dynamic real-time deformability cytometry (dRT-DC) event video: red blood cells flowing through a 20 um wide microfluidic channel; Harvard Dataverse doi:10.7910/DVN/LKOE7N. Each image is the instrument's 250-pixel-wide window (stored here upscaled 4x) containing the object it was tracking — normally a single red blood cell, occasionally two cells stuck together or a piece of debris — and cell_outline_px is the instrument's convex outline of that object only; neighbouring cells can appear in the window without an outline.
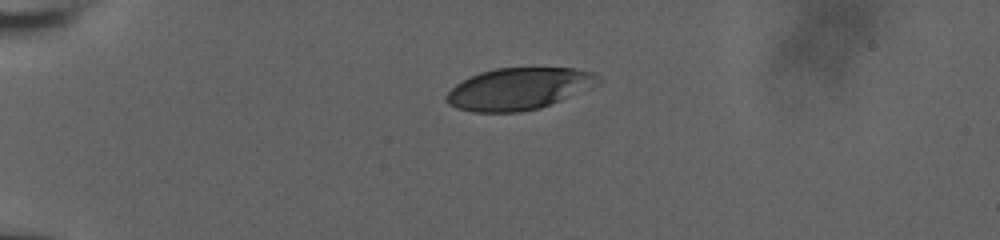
{"species": "human", "species_latin": "Homo sapiens", "temperature_condition": "room temperature", "stored_images_in_passage": 42, "camera_frame_rate_fps": 3000, "um_per_image_px": 0.085, "donor": {"sex": "male"}, "frame": {"image": 1, "passage_image": 1, "time_ms": 0.0, "image_size_px": [1000, 240], "cell_outline_px": [[604, 80], [600, 84], [540, 108], [520, 112], [472, 112], [456, 108], [448, 104], [444, 100], [444, 96], [456, 84], [480, 72], [496, 68], [572, 68], [592, 72]], "centroid_in_image_um": [44.09, 7.55], "position_along_channel_um": 40.9, "area_um2": 37.05}}
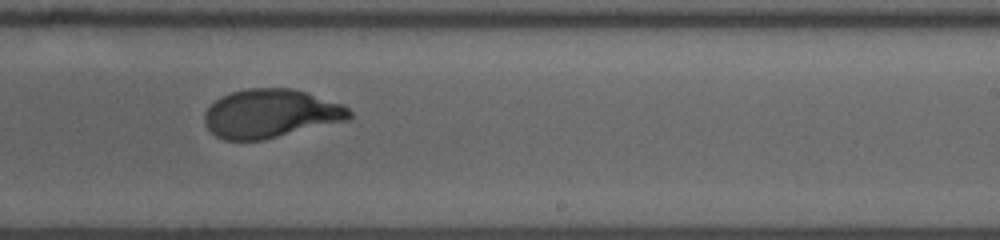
{"frame": {"image": 2, "passage_image": 23, "time_ms": 7.333, "image_size_px": [1000, 240], "cell_outline_px": [[352, 116], [348, 120], [264, 140], [224, 140], [216, 136], [204, 124], [204, 112], [216, 100], [232, 92], [248, 88], [292, 88], [308, 92], [340, 104], [348, 108], [352, 112]], "centroid_in_image_um": [23.01, 9.66], "position_along_channel_um": 266.0, "area_um2": 40.98}}
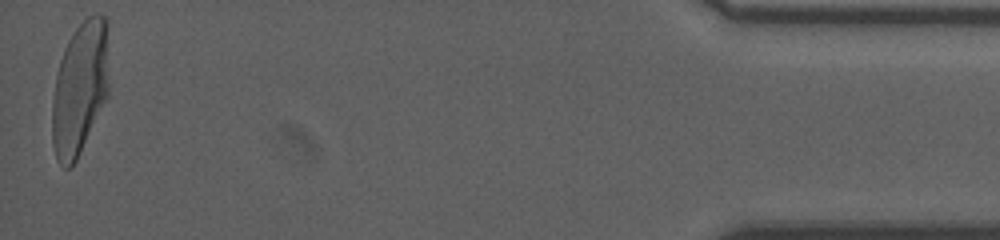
{"frame": {"image": 3, "passage_image": 42, "time_ms": 13.667, "image_size_px": [1000, 240], "cell_outline_px": [[108, 96], [76, 160], [68, 168], [64, 168], [56, 160], [52, 144], [52, 100], [56, 76], [60, 60], [64, 48], [68, 40], [76, 28], [88, 16], [96, 12], [100, 12], [108, 20]], "centroid_in_image_um": [6.8, 7.47], "position_along_channel_um": 428.4, "area_um2": 44.51}, "authors_computed_cell_mechanics": {"area_um2": 41.4137, "velocity_mm_per_s": 3.8156, "shape_relaxation_time_tau1_ms": 4.1898, "shape_relaxation_time_tau2_ms": null, "deformation_change_tau1": 0.1868, "deformation_change_tau2": null}}